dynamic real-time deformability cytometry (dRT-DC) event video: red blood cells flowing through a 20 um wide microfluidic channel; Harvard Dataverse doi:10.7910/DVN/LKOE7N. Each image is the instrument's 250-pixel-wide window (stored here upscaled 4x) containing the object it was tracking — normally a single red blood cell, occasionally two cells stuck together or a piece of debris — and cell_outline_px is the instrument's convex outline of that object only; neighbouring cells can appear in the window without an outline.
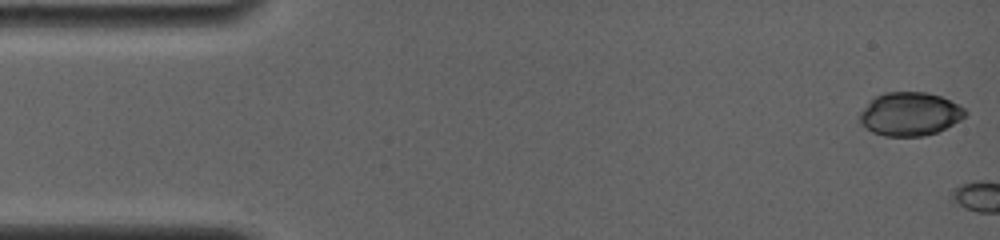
{"species": "common noctule bat (a hibernating species)", "species_latin": "Nyctalus noctula", "temperature_condition": "room temperature", "stored_images_in_passage": 9, "camera_frame_rate_fps": 4000, "um_per_image_px": 0.085, "animal": {"sex": "female", "body_mass_g": 19.0, "forearm_length_mm": 56.7}, "frame": {"image": 1, "passage_image": 1, "time_ms": 0.0, "image_size_px": [1000, 240], "cell_outline_px": [[968, 112], [960, 120], [936, 132], [924, 136], [884, 136], [872, 132], [860, 120], [860, 112], [876, 96], [884, 92], [928, 92], [940, 96], [964, 108]], "centroid_in_image_um": [77.35, 9.69], "position_along_channel_um": 7.7, "area_um2": 26.3}}